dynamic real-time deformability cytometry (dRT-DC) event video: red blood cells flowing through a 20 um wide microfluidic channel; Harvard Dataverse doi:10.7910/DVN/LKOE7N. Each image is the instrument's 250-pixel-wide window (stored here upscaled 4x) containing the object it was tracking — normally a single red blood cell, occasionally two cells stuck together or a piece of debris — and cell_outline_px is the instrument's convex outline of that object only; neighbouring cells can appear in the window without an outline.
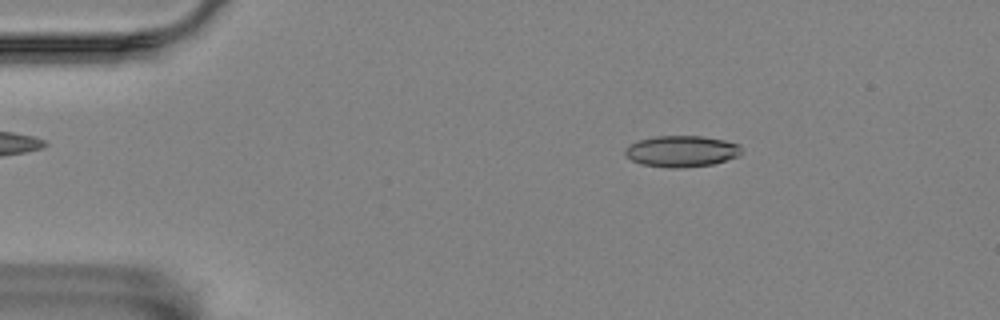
{"species": "Egyptian fruit bat (a non-hibernating species)", "species_latin": "Rousettus aegyptiacus", "temperature_condition": "room temperature", "stored_images_in_passage": 4, "camera_frame_rate_fps": 3000, "um_per_image_px": 0.085, "animal": {"sex": "female"}, "frame": {"image": 1, "passage_image": 1, "time_ms": 0.0, "image_size_px": [1000, 320], "cell_outline_px": [[744, 152], [736, 156], [712, 164], [680, 168], [668, 168], [640, 164], [624, 156], [624, 148], [628, 144], [640, 140], [656, 136], [700, 136], [724, 140], [740, 144]], "centroid_in_image_um": [57.89, 12.86], "position_along_channel_um": 27.1, "area_um2": 21.33}}